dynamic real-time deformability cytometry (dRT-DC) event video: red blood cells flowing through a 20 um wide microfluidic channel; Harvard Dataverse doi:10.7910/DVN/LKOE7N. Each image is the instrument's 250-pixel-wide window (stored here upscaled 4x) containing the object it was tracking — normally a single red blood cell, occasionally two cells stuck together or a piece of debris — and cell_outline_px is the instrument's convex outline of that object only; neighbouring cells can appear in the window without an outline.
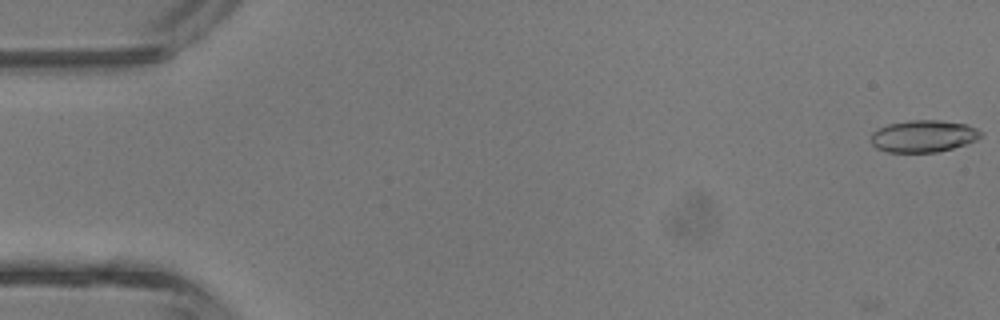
{"species": "common noctule bat (a hibernating species)", "species_latin": "Nyctalus noctula", "temperature_condition": "room temperature", "stored_images_in_passage": 5, "camera_frame_rate_fps": 3000, "um_per_image_px": 0.085, "animal": {"sex": "male", "body_mass_g": 13.3}, "frame": {"image": 1, "passage_image": 1, "time_ms": 0.0, "image_size_px": [1000, 320], "cell_outline_px": [[984, 136], [976, 140], [952, 148], [936, 152], [884, 152], [876, 148], [872, 144], [872, 132], [888, 124], [912, 120], [940, 120], [964, 124], [976, 128]], "centroid_in_image_um": [78.48, 11.58], "position_along_channel_um": 6.5, "area_um2": 20.35}}
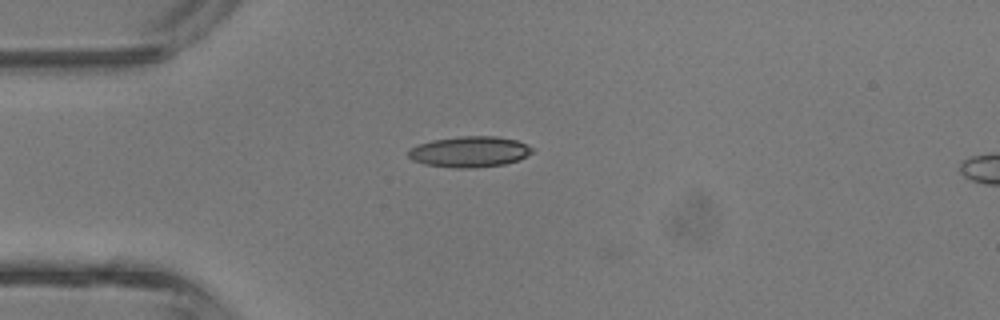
{"frame": {"image": 2, "passage_image": 4, "time_ms": 3.667, "image_size_px": [1000, 320], "cell_outline_px": [[532, 152], [520, 160], [504, 164], [472, 168], [456, 168], [424, 164], [412, 160], [408, 156], [408, 152], [412, 148], [420, 144], [432, 140], [460, 136], [496, 136], [516, 140], [532, 148]], "centroid_in_image_um": [39.91, 12.9], "position_along_channel_um": 45.1, "area_um2": 22.08}}